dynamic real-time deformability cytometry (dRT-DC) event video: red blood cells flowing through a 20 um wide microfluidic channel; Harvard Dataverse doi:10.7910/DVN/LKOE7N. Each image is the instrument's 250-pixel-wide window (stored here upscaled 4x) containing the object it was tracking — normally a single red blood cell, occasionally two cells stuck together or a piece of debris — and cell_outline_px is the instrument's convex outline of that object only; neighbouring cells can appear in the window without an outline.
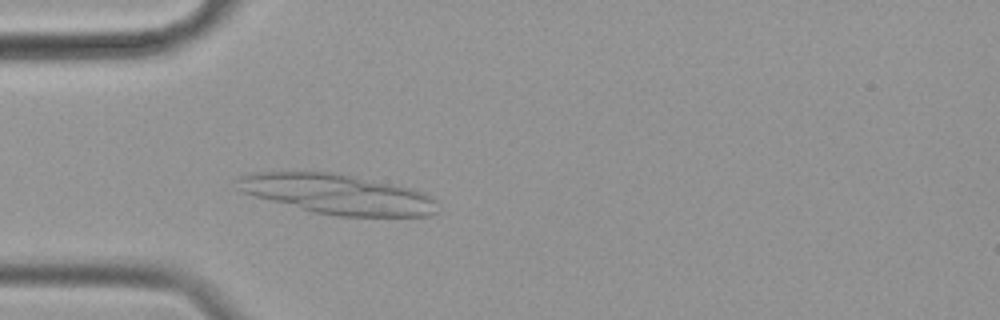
{"species": "common noctule bat (a hibernating species)", "species_latin": "Nyctalus noctula", "temperature_condition": "cold", "stored_images_in_passage": 58, "camera_frame_rate_fps": 3000, "um_per_image_px": 0.085, "animal": {"sex": "female", "body_mass_g": 19.9}, "frame": {"image": 1, "passage_image": 17, "time_ms": 5.333, "image_size_px": [1000, 320], "cell_outline_px": [[440, 212], [428, 216], [340, 216], [312, 212], [256, 196], [244, 192], [240, 188], [236, 180], [240, 176], [252, 172], [328, 172], [412, 188], [424, 192], [436, 200]], "centroid_in_image_um": [28.75, 16.52], "position_along_channel_um": 56.3, "area_um2": 46.01}}